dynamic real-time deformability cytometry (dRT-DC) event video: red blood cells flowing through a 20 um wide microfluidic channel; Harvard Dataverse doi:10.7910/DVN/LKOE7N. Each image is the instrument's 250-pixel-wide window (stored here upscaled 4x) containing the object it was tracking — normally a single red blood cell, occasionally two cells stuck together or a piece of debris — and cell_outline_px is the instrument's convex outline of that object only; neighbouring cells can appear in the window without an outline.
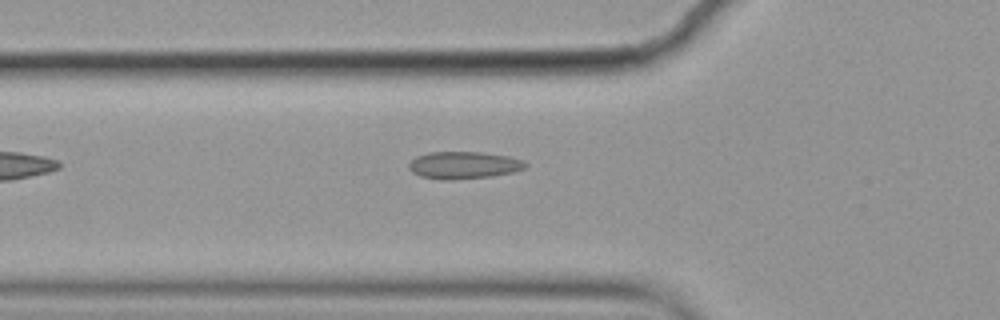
{"species": "common noctule bat (a hibernating species)", "species_latin": "Nyctalus noctula", "temperature_condition": "cold", "stored_images_in_passage": 5, "camera_frame_rate_fps": 3000, "um_per_image_px": 0.085, "animal": {"sex": "female", "body_mass_g": 19.9}, "frame": {"image": 1, "passage_image": 5, "time_ms": 1.333, "image_size_px": [1000, 320], "cell_outline_px": [[528, 164], [524, 168], [512, 172], [492, 176], [452, 180], [440, 180], [420, 176], [412, 172], [408, 168], [408, 164], [416, 156], [428, 152], [480, 152], [508, 156], [524, 160]], "centroid_in_image_um": [39.39, 14.04], "position_along_channel_um": 86.4, "area_um2": 18.61}}